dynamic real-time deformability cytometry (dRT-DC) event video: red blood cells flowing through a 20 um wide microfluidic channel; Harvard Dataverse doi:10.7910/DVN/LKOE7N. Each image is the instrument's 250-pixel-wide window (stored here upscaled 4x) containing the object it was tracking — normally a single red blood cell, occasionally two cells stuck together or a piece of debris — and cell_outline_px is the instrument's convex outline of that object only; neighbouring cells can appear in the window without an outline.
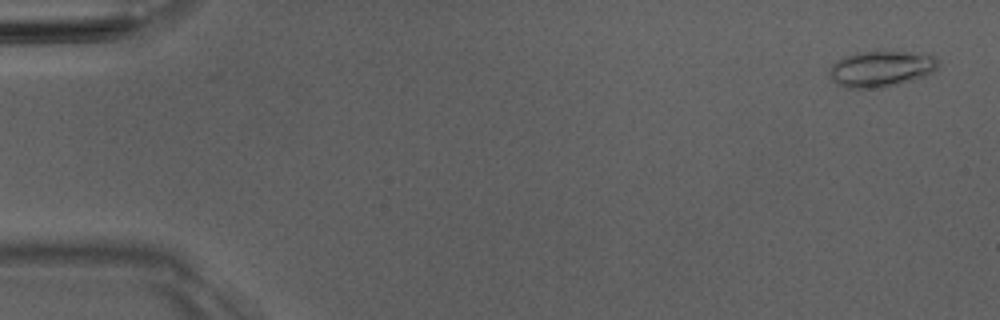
{"species": "Egyptian fruit bat (a non-hibernating species)", "species_latin": "Rousettus aegyptiacus", "temperature_condition": "room temperature", "stored_images_in_passage": 4, "camera_frame_rate_fps": 3000, "um_per_image_px": 0.085, "animal": {"sex": "male"}, "frame": {"image": 1, "passage_image": 1, "time_ms": 0.0, "image_size_px": [1000, 320], "cell_outline_px": [[940, 64], [932, 72], [924, 76], [912, 80], [884, 88], [844, 88], [836, 84], [832, 80], [828, 72], [832, 64], [836, 60], [844, 56], [856, 52], [884, 48], [912, 52], [936, 56]], "centroid_in_image_um": [74.87, 5.81], "position_along_channel_um": 10.1, "area_um2": 23.81}}